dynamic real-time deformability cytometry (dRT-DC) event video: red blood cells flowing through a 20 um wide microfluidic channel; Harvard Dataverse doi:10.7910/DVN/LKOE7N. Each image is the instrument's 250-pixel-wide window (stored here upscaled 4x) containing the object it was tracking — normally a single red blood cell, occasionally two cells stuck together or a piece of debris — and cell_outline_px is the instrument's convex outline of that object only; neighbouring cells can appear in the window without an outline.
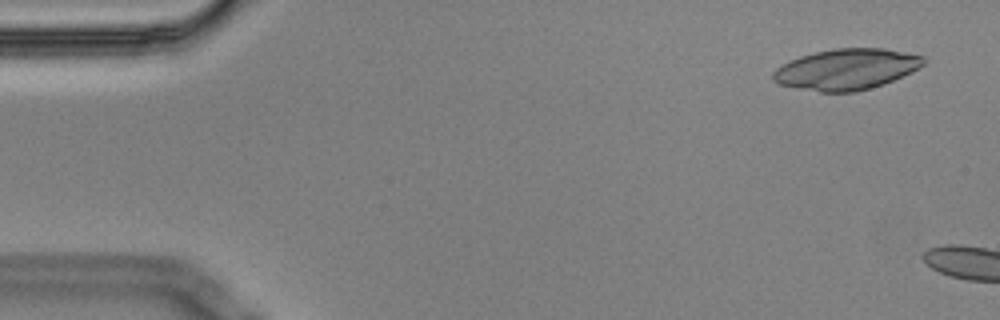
{"species": "Egyptian fruit bat (a non-hibernating species)", "species_latin": "Rousettus aegyptiacus", "temperature_condition": "cold", "stored_images_in_passage": 2, "camera_frame_rate_fps": 3000, "um_per_image_px": 0.085, "animal": {"sex": "male"}, "frame": {"image": 1, "passage_image": 1, "time_ms": 0.0, "image_size_px": [1000, 320], "cell_outline_px": [[924, 64], [920, 68], [912, 72], [884, 84], [856, 92], [820, 92], [776, 84], [772, 80], [772, 72], [776, 68], [800, 56], [816, 52], [836, 48], [884, 48], [924, 56]], "centroid_in_image_um": [71.95, 5.89], "position_along_channel_um": 13.1, "area_um2": 35.89}}